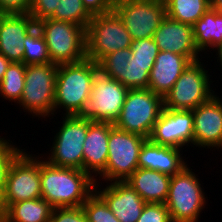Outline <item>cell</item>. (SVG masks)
<instances>
[{
	"label": "cell",
	"mask_w": 222,
	"mask_h": 222,
	"mask_svg": "<svg viewBox=\"0 0 222 222\" xmlns=\"http://www.w3.org/2000/svg\"><path fill=\"white\" fill-rule=\"evenodd\" d=\"M95 184L83 170L53 166L40 156L41 198L53 208L82 207Z\"/></svg>",
	"instance_id": "cell-1"
},
{
	"label": "cell",
	"mask_w": 222,
	"mask_h": 222,
	"mask_svg": "<svg viewBox=\"0 0 222 222\" xmlns=\"http://www.w3.org/2000/svg\"><path fill=\"white\" fill-rule=\"evenodd\" d=\"M99 72L98 63L84 59L77 63L58 65L55 85L54 112L81 115L90 97L93 81Z\"/></svg>",
	"instance_id": "cell-2"
},
{
	"label": "cell",
	"mask_w": 222,
	"mask_h": 222,
	"mask_svg": "<svg viewBox=\"0 0 222 222\" xmlns=\"http://www.w3.org/2000/svg\"><path fill=\"white\" fill-rule=\"evenodd\" d=\"M45 39L51 63H77L86 59V29L80 25L45 18L36 22Z\"/></svg>",
	"instance_id": "cell-3"
},
{
	"label": "cell",
	"mask_w": 222,
	"mask_h": 222,
	"mask_svg": "<svg viewBox=\"0 0 222 222\" xmlns=\"http://www.w3.org/2000/svg\"><path fill=\"white\" fill-rule=\"evenodd\" d=\"M189 165L171 176L165 205L172 222H198L207 203L198 175ZM201 212V213H200Z\"/></svg>",
	"instance_id": "cell-4"
},
{
	"label": "cell",
	"mask_w": 222,
	"mask_h": 222,
	"mask_svg": "<svg viewBox=\"0 0 222 222\" xmlns=\"http://www.w3.org/2000/svg\"><path fill=\"white\" fill-rule=\"evenodd\" d=\"M163 109L164 101L161 95L149 88L131 89L119 117L113 124L123 131L148 139Z\"/></svg>",
	"instance_id": "cell-5"
},
{
	"label": "cell",
	"mask_w": 222,
	"mask_h": 222,
	"mask_svg": "<svg viewBox=\"0 0 222 222\" xmlns=\"http://www.w3.org/2000/svg\"><path fill=\"white\" fill-rule=\"evenodd\" d=\"M57 71L58 65L54 63L26 65L25 86L18 103L24 112L39 118H47L55 114Z\"/></svg>",
	"instance_id": "cell-6"
},
{
	"label": "cell",
	"mask_w": 222,
	"mask_h": 222,
	"mask_svg": "<svg viewBox=\"0 0 222 222\" xmlns=\"http://www.w3.org/2000/svg\"><path fill=\"white\" fill-rule=\"evenodd\" d=\"M132 41L130 33L114 10L93 16L86 28V58L98 63L108 54L130 48Z\"/></svg>",
	"instance_id": "cell-7"
},
{
	"label": "cell",
	"mask_w": 222,
	"mask_h": 222,
	"mask_svg": "<svg viewBox=\"0 0 222 222\" xmlns=\"http://www.w3.org/2000/svg\"><path fill=\"white\" fill-rule=\"evenodd\" d=\"M200 60L191 62L163 97L164 109L194 110L215 93L211 86L212 75ZM208 73V74H207Z\"/></svg>",
	"instance_id": "cell-8"
},
{
	"label": "cell",
	"mask_w": 222,
	"mask_h": 222,
	"mask_svg": "<svg viewBox=\"0 0 222 222\" xmlns=\"http://www.w3.org/2000/svg\"><path fill=\"white\" fill-rule=\"evenodd\" d=\"M62 119L49 155L42 158L53 166L83 170V145L88 132V119L81 115H63Z\"/></svg>",
	"instance_id": "cell-9"
},
{
	"label": "cell",
	"mask_w": 222,
	"mask_h": 222,
	"mask_svg": "<svg viewBox=\"0 0 222 222\" xmlns=\"http://www.w3.org/2000/svg\"><path fill=\"white\" fill-rule=\"evenodd\" d=\"M146 140L113 126L109 133L107 165L99 178L105 183L125 181L138 168L139 152Z\"/></svg>",
	"instance_id": "cell-10"
},
{
	"label": "cell",
	"mask_w": 222,
	"mask_h": 222,
	"mask_svg": "<svg viewBox=\"0 0 222 222\" xmlns=\"http://www.w3.org/2000/svg\"><path fill=\"white\" fill-rule=\"evenodd\" d=\"M33 155L25 149L12 162L6 187L0 196V213L9 204L41 198L40 156Z\"/></svg>",
	"instance_id": "cell-11"
},
{
	"label": "cell",
	"mask_w": 222,
	"mask_h": 222,
	"mask_svg": "<svg viewBox=\"0 0 222 222\" xmlns=\"http://www.w3.org/2000/svg\"><path fill=\"white\" fill-rule=\"evenodd\" d=\"M128 91L119 81L99 71L81 116L93 122L114 123L120 115Z\"/></svg>",
	"instance_id": "cell-12"
},
{
	"label": "cell",
	"mask_w": 222,
	"mask_h": 222,
	"mask_svg": "<svg viewBox=\"0 0 222 222\" xmlns=\"http://www.w3.org/2000/svg\"><path fill=\"white\" fill-rule=\"evenodd\" d=\"M118 14L133 40L151 38L166 16L165 2L115 0Z\"/></svg>",
	"instance_id": "cell-13"
},
{
	"label": "cell",
	"mask_w": 222,
	"mask_h": 222,
	"mask_svg": "<svg viewBox=\"0 0 222 222\" xmlns=\"http://www.w3.org/2000/svg\"><path fill=\"white\" fill-rule=\"evenodd\" d=\"M148 139L158 145L179 149L189 144L192 146V110L163 109Z\"/></svg>",
	"instance_id": "cell-14"
},
{
	"label": "cell",
	"mask_w": 222,
	"mask_h": 222,
	"mask_svg": "<svg viewBox=\"0 0 222 222\" xmlns=\"http://www.w3.org/2000/svg\"><path fill=\"white\" fill-rule=\"evenodd\" d=\"M193 112V145L199 149H222V98L217 94ZM207 147V148H206Z\"/></svg>",
	"instance_id": "cell-15"
},
{
	"label": "cell",
	"mask_w": 222,
	"mask_h": 222,
	"mask_svg": "<svg viewBox=\"0 0 222 222\" xmlns=\"http://www.w3.org/2000/svg\"><path fill=\"white\" fill-rule=\"evenodd\" d=\"M98 179L95 180V192L105 201L113 215L120 222H137L146 204L142 197L125 181L110 182L102 188Z\"/></svg>",
	"instance_id": "cell-16"
},
{
	"label": "cell",
	"mask_w": 222,
	"mask_h": 222,
	"mask_svg": "<svg viewBox=\"0 0 222 222\" xmlns=\"http://www.w3.org/2000/svg\"><path fill=\"white\" fill-rule=\"evenodd\" d=\"M159 51H170L187 57L191 62L201 60L196 48L192 25L176 21L167 15L154 32Z\"/></svg>",
	"instance_id": "cell-17"
},
{
	"label": "cell",
	"mask_w": 222,
	"mask_h": 222,
	"mask_svg": "<svg viewBox=\"0 0 222 222\" xmlns=\"http://www.w3.org/2000/svg\"><path fill=\"white\" fill-rule=\"evenodd\" d=\"M35 27L30 14H0V53L10 62L23 63L24 40Z\"/></svg>",
	"instance_id": "cell-18"
},
{
	"label": "cell",
	"mask_w": 222,
	"mask_h": 222,
	"mask_svg": "<svg viewBox=\"0 0 222 222\" xmlns=\"http://www.w3.org/2000/svg\"><path fill=\"white\" fill-rule=\"evenodd\" d=\"M113 126L109 122L88 120V132L83 145V171L95 180L105 171L109 133Z\"/></svg>",
	"instance_id": "cell-19"
},
{
	"label": "cell",
	"mask_w": 222,
	"mask_h": 222,
	"mask_svg": "<svg viewBox=\"0 0 222 222\" xmlns=\"http://www.w3.org/2000/svg\"><path fill=\"white\" fill-rule=\"evenodd\" d=\"M182 154V149L158 145L147 139L139 152L138 168H147L173 176L188 165Z\"/></svg>",
	"instance_id": "cell-20"
},
{
	"label": "cell",
	"mask_w": 222,
	"mask_h": 222,
	"mask_svg": "<svg viewBox=\"0 0 222 222\" xmlns=\"http://www.w3.org/2000/svg\"><path fill=\"white\" fill-rule=\"evenodd\" d=\"M190 63L191 61L183 55L159 51L149 73L148 88L164 97Z\"/></svg>",
	"instance_id": "cell-21"
},
{
	"label": "cell",
	"mask_w": 222,
	"mask_h": 222,
	"mask_svg": "<svg viewBox=\"0 0 222 222\" xmlns=\"http://www.w3.org/2000/svg\"><path fill=\"white\" fill-rule=\"evenodd\" d=\"M171 176L161 172L137 168L125 182L129 184L146 203H165Z\"/></svg>",
	"instance_id": "cell-22"
},
{
	"label": "cell",
	"mask_w": 222,
	"mask_h": 222,
	"mask_svg": "<svg viewBox=\"0 0 222 222\" xmlns=\"http://www.w3.org/2000/svg\"><path fill=\"white\" fill-rule=\"evenodd\" d=\"M53 207L43 198L9 204L0 213V222H50Z\"/></svg>",
	"instance_id": "cell-23"
},
{
	"label": "cell",
	"mask_w": 222,
	"mask_h": 222,
	"mask_svg": "<svg viewBox=\"0 0 222 222\" xmlns=\"http://www.w3.org/2000/svg\"><path fill=\"white\" fill-rule=\"evenodd\" d=\"M193 37L197 50L209 52L222 43V14L210 7L193 25Z\"/></svg>",
	"instance_id": "cell-24"
},
{
	"label": "cell",
	"mask_w": 222,
	"mask_h": 222,
	"mask_svg": "<svg viewBox=\"0 0 222 222\" xmlns=\"http://www.w3.org/2000/svg\"><path fill=\"white\" fill-rule=\"evenodd\" d=\"M166 15L193 25L211 7V0H165Z\"/></svg>",
	"instance_id": "cell-25"
},
{
	"label": "cell",
	"mask_w": 222,
	"mask_h": 222,
	"mask_svg": "<svg viewBox=\"0 0 222 222\" xmlns=\"http://www.w3.org/2000/svg\"><path fill=\"white\" fill-rule=\"evenodd\" d=\"M25 71L26 65L24 63L11 62L9 64L0 84L2 98L18 105L25 86Z\"/></svg>",
	"instance_id": "cell-26"
},
{
	"label": "cell",
	"mask_w": 222,
	"mask_h": 222,
	"mask_svg": "<svg viewBox=\"0 0 222 222\" xmlns=\"http://www.w3.org/2000/svg\"><path fill=\"white\" fill-rule=\"evenodd\" d=\"M23 63L25 65L51 63L45 39L37 27L24 40Z\"/></svg>",
	"instance_id": "cell-27"
},
{
	"label": "cell",
	"mask_w": 222,
	"mask_h": 222,
	"mask_svg": "<svg viewBox=\"0 0 222 222\" xmlns=\"http://www.w3.org/2000/svg\"><path fill=\"white\" fill-rule=\"evenodd\" d=\"M49 18L71 22L86 29L92 16L85 10L82 0H60Z\"/></svg>",
	"instance_id": "cell-28"
},
{
	"label": "cell",
	"mask_w": 222,
	"mask_h": 222,
	"mask_svg": "<svg viewBox=\"0 0 222 222\" xmlns=\"http://www.w3.org/2000/svg\"><path fill=\"white\" fill-rule=\"evenodd\" d=\"M131 56V48L108 54L98 62L99 71L121 83V75H124V69L128 66Z\"/></svg>",
	"instance_id": "cell-29"
},
{
	"label": "cell",
	"mask_w": 222,
	"mask_h": 222,
	"mask_svg": "<svg viewBox=\"0 0 222 222\" xmlns=\"http://www.w3.org/2000/svg\"><path fill=\"white\" fill-rule=\"evenodd\" d=\"M153 65L128 62L124 75H121V84L129 90L148 88L149 73Z\"/></svg>",
	"instance_id": "cell-30"
},
{
	"label": "cell",
	"mask_w": 222,
	"mask_h": 222,
	"mask_svg": "<svg viewBox=\"0 0 222 222\" xmlns=\"http://www.w3.org/2000/svg\"><path fill=\"white\" fill-rule=\"evenodd\" d=\"M87 222H120L105 201L94 191L82 205Z\"/></svg>",
	"instance_id": "cell-31"
},
{
	"label": "cell",
	"mask_w": 222,
	"mask_h": 222,
	"mask_svg": "<svg viewBox=\"0 0 222 222\" xmlns=\"http://www.w3.org/2000/svg\"><path fill=\"white\" fill-rule=\"evenodd\" d=\"M132 56L128 62L140 64H154L159 53L157 44L153 37L133 40L131 42Z\"/></svg>",
	"instance_id": "cell-32"
},
{
	"label": "cell",
	"mask_w": 222,
	"mask_h": 222,
	"mask_svg": "<svg viewBox=\"0 0 222 222\" xmlns=\"http://www.w3.org/2000/svg\"><path fill=\"white\" fill-rule=\"evenodd\" d=\"M10 139L0 146V196L6 187V182L12 162L24 151L21 146H15Z\"/></svg>",
	"instance_id": "cell-33"
},
{
	"label": "cell",
	"mask_w": 222,
	"mask_h": 222,
	"mask_svg": "<svg viewBox=\"0 0 222 222\" xmlns=\"http://www.w3.org/2000/svg\"><path fill=\"white\" fill-rule=\"evenodd\" d=\"M137 222H172L163 203H146Z\"/></svg>",
	"instance_id": "cell-34"
},
{
	"label": "cell",
	"mask_w": 222,
	"mask_h": 222,
	"mask_svg": "<svg viewBox=\"0 0 222 222\" xmlns=\"http://www.w3.org/2000/svg\"><path fill=\"white\" fill-rule=\"evenodd\" d=\"M50 222H87L82 207L53 208Z\"/></svg>",
	"instance_id": "cell-35"
},
{
	"label": "cell",
	"mask_w": 222,
	"mask_h": 222,
	"mask_svg": "<svg viewBox=\"0 0 222 222\" xmlns=\"http://www.w3.org/2000/svg\"><path fill=\"white\" fill-rule=\"evenodd\" d=\"M59 1L60 0H32L29 14L35 22L49 18L55 12Z\"/></svg>",
	"instance_id": "cell-36"
},
{
	"label": "cell",
	"mask_w": 222,
	"mask_h": 222,
	"mask_svg": "<svg viewBox=\"0 0 222 222\" xmlns=\"http://www.w3.org/2000/svg\"><path fill=\"white\" fill-rule=\"evenodd\" d=\"M32 0H0V14H29Z\"/></svg>",
	"instance_id": "cell-37"
},
{
	"label": "cell",
	"mask_w": 222,
	"mask_h": 222,
	"mask_svg": "<svg viewBox=\"0 0 222 222\" xmlns=\"http://www.w3.org/2000/svg\"><path fill=\"white\" fill-rule=\"evenodd\" d=\"M85 10L93 17L113 11L115 0H82Z\"/></svg>",
	"instance_id": "cell-38"
},
{
	"label": "cell",
	"mask_w": 222,
	"mask_h": 222,
	"mask_svg": "<svg viewBox=\"0 0 222 222\" xmlns=\"http://www.w3.org/2000/svg\"><path fill=\"white\" fill-rule=\"evenodd\" d=\"M10 63L11 62L0 53V84Z\"/></svg>",
	"instance_id": "cell-39"
},
{
	"label": "cell",
	"mask_w": 222,
	"mask_h": 222,
	"mask_svg": "<svg viewBox=\"0 0 222 222\" xmlns=\"http://www.w3.org/2000/svg\"><path fill=\"white\" fill-rule=\"evenodd\" d=\"M215 49H212L214 52L216 51V54L218 55L216 58L217 59V62L220 63V67L222 69V43H219L216 47H214ZM222 73V72H221Z\"/></svg>",
	"instance_id": "cell-40"
},
{
	"label": "cell",
	"mask_w": 222,
	"mask_h": 222,
	"mask_svg": "<svg viewBox=\"0 0 222 222\" xmlns=\"http://www.w3.org/2000/svg\"><path fill=\"white\" fill-rule=\"evenodd\" d=\"M211 7L222 14V0H211Z\"/></svg>",
	"instance_id": "cell-41"
},
{
	"label": "cell",
	"mask_w": 222,
	"mask_h": 222,
	"mask_svg": "<svg viewBox=\"0 0 222 222\" xmlns=\"http://www.w3.org/2000/svg\"><path fill=\"white\" fill-rule=\"evenodd\" d=\"M0 137H1V136H0ZM5 141H6L5 138H4V137H3V138L1 137V138H0V146H1Z\"/></svg>",
	"instance_id": "cell-42"
},
{
	"label": "cell",
	"mask_w": 222,
	"mask_h": 222,
	"mask_svg": "<svg viewBox=\"0 0 222 222\" xmlns=\"http://www.w3.org/2000/svg\"><path fill=\"white\" fill-rule=\"evenodd\" d=\"M145 1L165 2V0H145Z\"/></svg>",
	"instance_id": "cell-43"
}]
</instances>
